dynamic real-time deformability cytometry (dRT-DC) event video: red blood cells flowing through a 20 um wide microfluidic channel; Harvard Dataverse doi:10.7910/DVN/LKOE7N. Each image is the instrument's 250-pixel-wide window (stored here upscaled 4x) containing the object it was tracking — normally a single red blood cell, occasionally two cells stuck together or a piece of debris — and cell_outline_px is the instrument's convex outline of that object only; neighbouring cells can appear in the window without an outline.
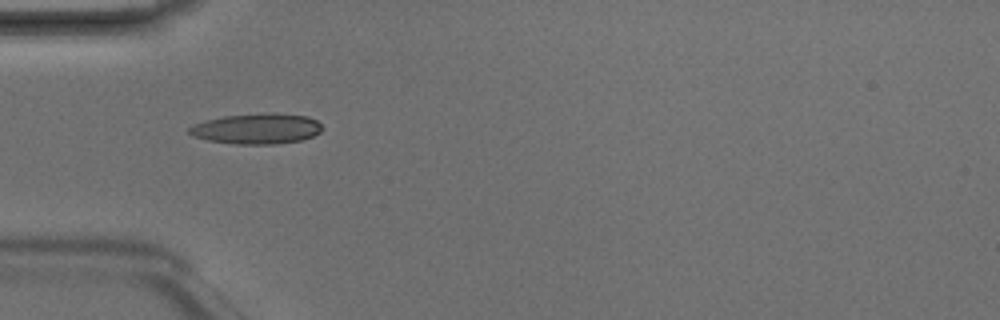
{"species": "Egyptian fruit bat (a non-hibernating species)", "species_latin": "Rousettus aegyptiacus", "temperature_condition": "room temperature", "stored_images_in_passage": 4, "camera_frame_rate_fps": 3000, "um_per_image_px": 0.085, "animal": {"sex": "male"}, "frame": {"image": 1, "passage_image": 4, "time_ms": 1.0, "image_size_px": [1000, 320], "cell_outline_px": [[324, 128], [320, 132], [312, 136], [300, 140], [272, 144], [236, 144], [208, 140], [192, 136], [188, 132], [188, 128], [196, 124], [208, 120], [224, 116], [276, 112], [308, 116], [316, 120]], "centroid_in_image_um": [21.86, 10.93], "position_along_channel_um": 63.1, "area_um2": 23.52}}